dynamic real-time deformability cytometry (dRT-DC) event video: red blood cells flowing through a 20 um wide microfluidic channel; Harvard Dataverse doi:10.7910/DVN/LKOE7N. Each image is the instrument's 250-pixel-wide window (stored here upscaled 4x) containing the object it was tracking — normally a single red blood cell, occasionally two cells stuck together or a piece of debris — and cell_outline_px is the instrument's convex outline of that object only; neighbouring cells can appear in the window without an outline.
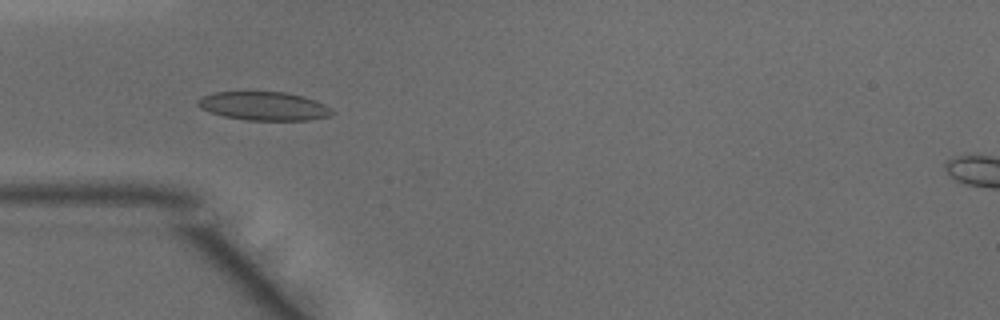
{"species": "common noctule bat (a hibernating species)", "species_latin": "Nyctalus noctula", "temperature_condition": "warm", "stored_images_in_passage": 30, "camera_frame_rate_fps": 3000, "um_per_image_px": 0.085, "animal": {"sex": "male", "body_mass_g": 15.6}, "frame": {"image": 1, "passage_image": 3, "time_ms": 0.667, "image_size_px": [1000, 320], "cell_outline_px": [[336, 112], [332, 116], [308, 120], [248, 120], [224, 116], [200, 108], [196, 104], [196, 100], [200, 96], [212, 92], [284, 92], [300, 96], [324, 104], [332, 108]], "centroid_in_image_um": [22.42, 9.02], "position_along_channel_um": 62.6, "area_um2": 22.37}}
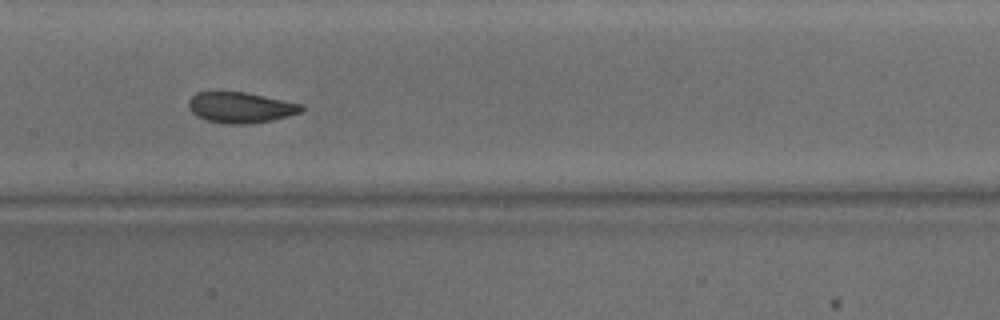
{"frame": {"image": 2, "passage_image": 12, "time_ms": 3.667, "image_size_px": [1000, 320], "cell_outline_px": [[304, 108], [300, 112], [288, 116], [272, 120], [244, 124], [224, 124], [208, 120], [196, 116], [192, 112], [188, 104], [188, 100], [196, 92], [220, 88], [244, 92], [304, 104]], "centroid_in_image_um": [20.39, 9.09], "position_along_channel_um": 187.0, "area_um2": 20.81}}
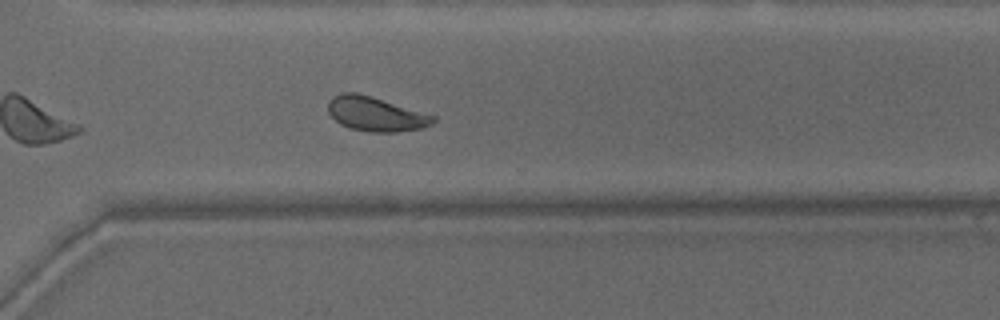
{"frame": {"image": 3, "passage_image": 23, "time_ms": 7.333, "image_size_px": [1000, 320], "cell_outline_px": [[436, 120], [432, 124], [424, 128], [396, 132], [368, 132], [352, 128], [340, 124], [328, 112], [328, 100], [332, 96], [340, 92], [356, 92], [372, 96], [436, 116]], "centroid_in_image_um": [31.93, 9.68], "position_along_channel_um": 338.7, "area_um2": 21.21}, "authors_computed_cell_mechanics": {"area_um2": 20.808, "velocity_mm_per_s": 4.144, "shape_relaxation_time_tau1_ms": 3.1388, "shape_relaxation_time_tau2_ms": 0.9182, "deformation_change_tau1": 0.1167, "deformation_change_tau2": 0.066}}